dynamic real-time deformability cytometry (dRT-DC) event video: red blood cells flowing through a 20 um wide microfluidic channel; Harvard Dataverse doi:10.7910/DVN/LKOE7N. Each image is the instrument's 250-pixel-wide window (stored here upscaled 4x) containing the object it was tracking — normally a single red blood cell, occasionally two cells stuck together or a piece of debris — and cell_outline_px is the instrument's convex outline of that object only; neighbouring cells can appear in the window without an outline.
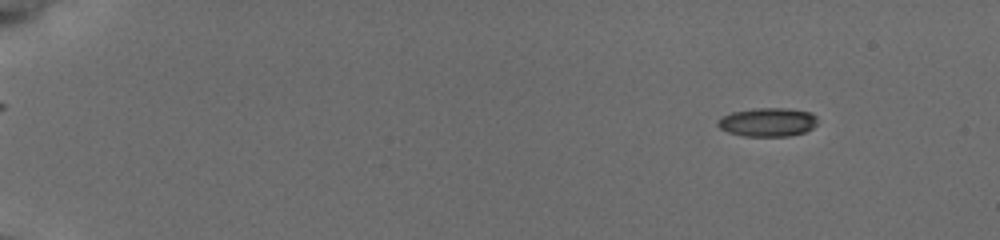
{"species": "common noctule bat (a hibernating species)", "species_latin": "Nyctalus noctula", "temperature_condition": "cold", "stored_images_in_passage": 56, "camera_frame_rate_fps": 3000, "um_per_image_px": 0.085, "animal": {"sex": "female", "body_mass_g": 19.5, "forearm_length_mm": 54.1}, "frame": {"image": 1, "passage_image": 7, "time_ms": 2.0, "image_size_px": [1000, 240], "cell_outline_px": [[816, 124], [812, 128], [804, 132], [788, 136], [744, 136], [728, 132], [720, 128], [716, 124], [716, 120], [732, 112], [752, 108], [788, 108], [812, 112], [816, 116]], "centroid_in_image_um": [65.24, 10.37], "position_along_channel_um": 19.8, "area_um2": 16.76}}
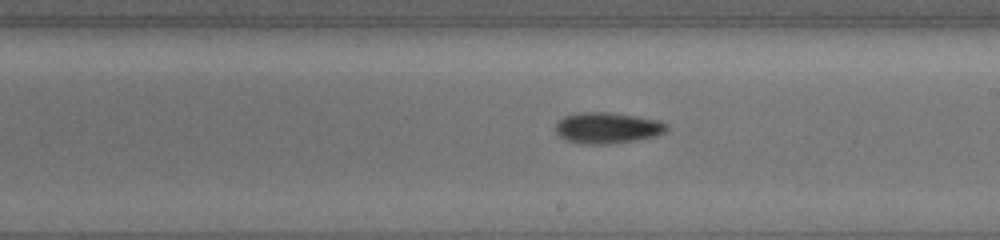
{"frame": {"image": 2, "passage_image": 35, "time_ms": 11.333, "image_size_px": [1000, 240], "cell_outline_px": [[668, 128], [664, 132], [656, 136], [636, 140], [608, 144], [580, 144], [568, 140], [560, 136], [556, 132], [556, 124], [564, 116], [576, 112], [608, 112], [636, 116], [660, 120], [668, 124]], "centroid_in_image_um": [51.64, 10.86], "position_along_channel_um": 237.4, "area_um2": 20.17}}
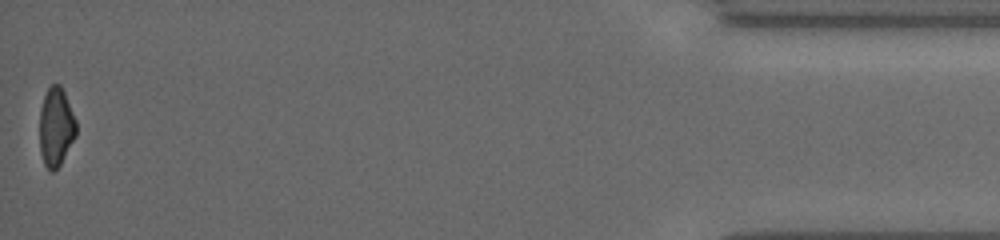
{"frame": {"image": 3, "passage_image": 56, "time_ms": 18.333, "image_size_px": [1000, 240], "cell_outline_px": [[76, 136], [60, 164], [52, 172], [48, 172], [44, 164], [40, 152], [40, 108], [44, 96], [48, 88], [52, 84], [60, 84], [64, 92], [76, 120]], "centroid_in_image_um": [4.75, 10.81], "position_along_channel_um": 430.5, "area_um2": 16.76}, "authors_computed_cell_mechanics": {"area_um2": 18.0047, "velocity_mm_per_s": 3.8395, "shape_relaxation_time_tau1_ms": 2.8666, "shape_relaxation_time_tau2_ms": null, "deformation_change_tau1": 0.1213, "deformation_change_tau2": null}}